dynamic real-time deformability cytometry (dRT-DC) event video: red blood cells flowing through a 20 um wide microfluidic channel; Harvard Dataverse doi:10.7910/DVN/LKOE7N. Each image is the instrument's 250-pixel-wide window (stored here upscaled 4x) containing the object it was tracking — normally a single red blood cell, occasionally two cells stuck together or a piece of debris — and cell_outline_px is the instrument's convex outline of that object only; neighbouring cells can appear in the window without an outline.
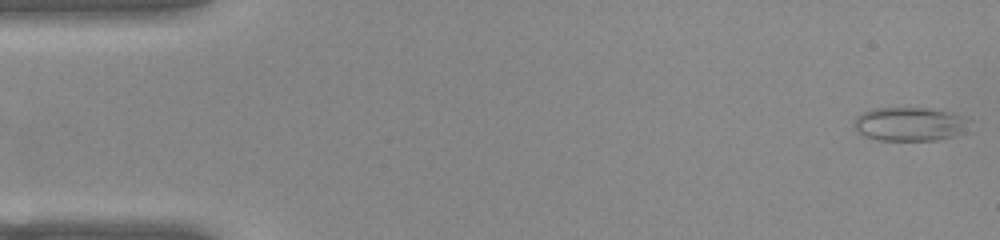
{"species": "common noctule bat (a hibernating species)", "species_latin": "Nyctalus noctula", "temperature_condition": "warm", "stored_images_in_passage": 52, "camera_frame_rate_fps": 3000, "um_per_image_px": 0.085, "animal": {"sex": "female", "body_mass_g": 22.0, "forearm_length_mm": 56.7}, "frame": {"image": 1, "passage_image": 1, "time_ms": 0.0, "image_size_px": [1000, 240], "cell_outline_px": [[968, 120], [952, 136], [936, 140], [876, 140], [864, 136], [856, 132], [856, 116], [860, 112], [872, 108], [932, 108], [952, 112]], "centroid_in_image_um": [77.18, 10.53], "position_along_channel_um": 7.8, "area_um2": 22.2}}
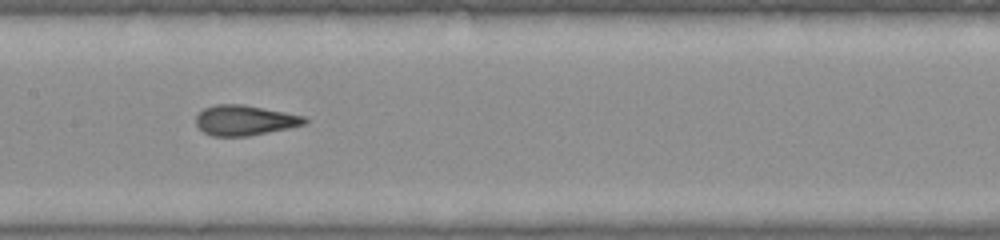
{"frame": {"image": 2, "passage_image": 25, "time_ms": 8.0, "image_size_px": [1000, 240], "cell_outline_px": [[308, 120], [304, 124], [288, 128], [248, 136], [212, 136], [204, 132], [196, 124], [196, 116], [204, 108], [216, 104], [244, 104], [304, 116]], "centroid_in_image_um": [20.78, 10.22], "position_along_channel_um": 186.6, "area_um2": 18.96}}
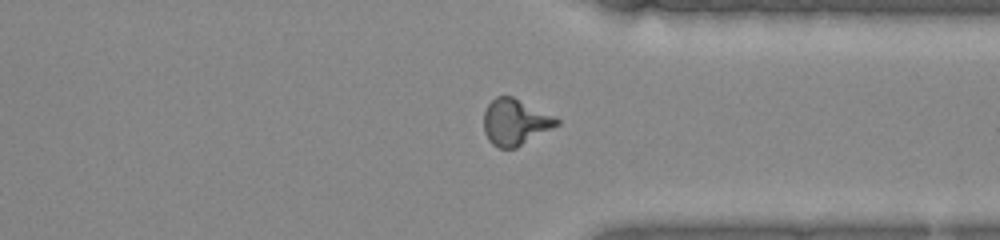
{"frame": {"image": 3, "passage_image": 39, "time_ms": 12.667, "image_size_px": [1000, 240], "cell_outline_px": [[560, 124], [516, 148], [500, 148], [492, 144], [488, 140], [484, 132], [484, 112], [488, 104], [496, 96], [512, 96], [560, 120]], "centroid_in_image_um": [43.76, 10.39], "position_along_channel_um": 367.6, "area_um2": 19.36}, "authors_computed_cell_mechanics": {"area_um2": 19.5075, "velocity_mm_per_s": 3.9088, "shape_relaxation_time_tau1_ms": null, "shape_relaxation_time_tau2_ms": 1.1043, "deformation_change_tau1": null, "deformation_change_tau2": 0.066}}